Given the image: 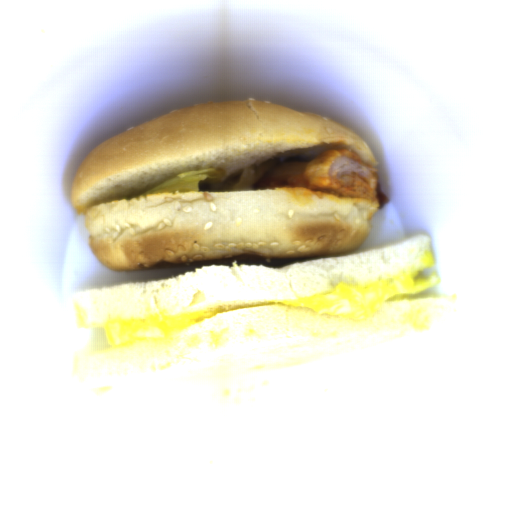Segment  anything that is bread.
<instances>
[{
	"mask_svg": "<svg viewBox=\"0 0 512 512\" xmlns=\"http://www.w3.org/2000/svg\"><path fill=\"white\" fill-rule=\"evenodd\" d=\"M326 150L349 151L377 171L370 146L341 123L259 99L207 101L98 145L79 164L70 201L90 251L112 271L349 254L371 234L377 197L302 186L123 199L192 170L217 168L226 180Z\"/></svg>",
	"mask_w": 512,
	"mask_h": 512,
	"instance_id": "8d2b1439",
	"label": "bread"
},
{
	"mask_svg": "<svg viewBox=\"0 0 512 512\" xmlns=\"http://www.w3.org/2000/svg\"><path fill=\"white\" fill-rule=\"evenodd\" d=\"M436 259L425 233L400 243L284 268L256 265L198 267L174 279L98 288L72 294L80 329L143 318L177 317L233 304L279 303L328 293L339 284H361L424 270Z\"/></svg>",
	"mask_w": 512,
	"mask_h": 512,
	"instance_id": "cb027b5d",
	"label": "bread"
},
{
	"mask_svg": "<svg viewBox=\"0 0 512 512\" xmlns=\"http://www.w3.org/2000/svg\"><path fill=\"white\" fill-rule=\"evenodd\" d=\"M431 296L392 301L369 319L354 321L301 306L274 305L216 313L179 332L170 343H132L79 356L73 377L80 391H101L208 352L314 337H354L437 327L453 304Z\"/></svg>",
	"mask_w": 512,
	"mask_h": 512,
	"instance_id": "b6be36c0",
	"label": "bread"
}]
</instances>
